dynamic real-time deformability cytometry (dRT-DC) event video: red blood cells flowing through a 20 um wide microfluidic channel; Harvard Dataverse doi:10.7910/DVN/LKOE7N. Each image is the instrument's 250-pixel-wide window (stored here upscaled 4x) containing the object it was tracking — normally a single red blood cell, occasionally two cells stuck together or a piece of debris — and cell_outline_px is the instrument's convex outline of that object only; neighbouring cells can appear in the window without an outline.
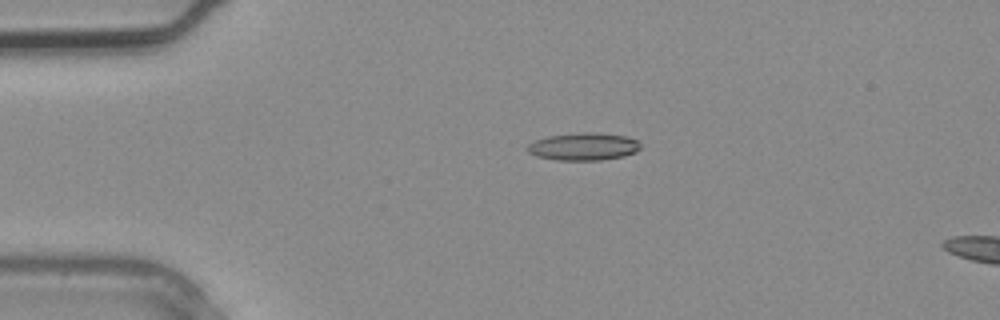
{"species": "common noctule bat (a hibernating species)", "species_latin": "Nyctalus noctula", "temperature_condition": "warm", "stored_images_in_passage": 2, "camera_frame_rate_fps": 3000, "um_per_image_px": 0.085, "animal": {"sex": "male", "body_mass_g": 20.4}, "frame": {"image": 1, "passage_image": 1, "time_ms": 0.0, "image_size_px": [1000, 320], "cell_outline_px": [[640, 148], [636, 152], [624, 156], [600, 160], [556, 160], [536, 156], [528, 152], [528, 144], [536, 140], [548, 136], [580, 132], [596, 132], [628, 136], [636, 140], [640, 144]], "centroid_in_image_um": [49.62, 12.45], "position_along_channel_um": 35.4, "area_um2": 18.21}}